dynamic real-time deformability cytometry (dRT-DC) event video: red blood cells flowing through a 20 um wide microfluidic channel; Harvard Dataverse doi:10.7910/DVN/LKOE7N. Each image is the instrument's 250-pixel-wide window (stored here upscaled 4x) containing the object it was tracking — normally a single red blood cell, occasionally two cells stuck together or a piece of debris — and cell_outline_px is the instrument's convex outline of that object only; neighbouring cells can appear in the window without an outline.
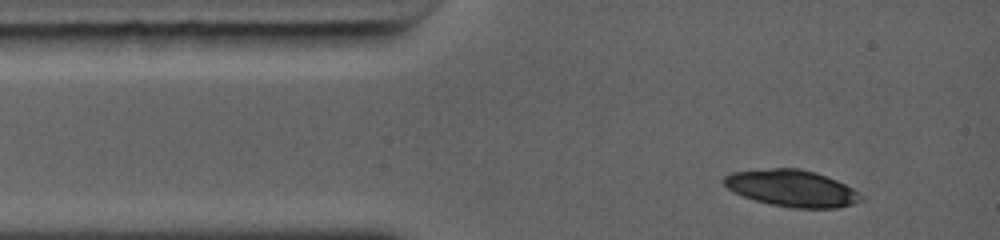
{"species": "common noctule bat (a hibernating species)", "species_latin": "Nyctalus noctula", "temperature_condition": "warm", "stored_images_in_passage": 1, "camera_frame_rate_fps": 5000, "um_per_image_px": 0.085, "animal": {"sex": "female", "body_mass_g": 19.0, "forearm_length_mm": 56.7}, "frame": {"image": 1, "passage_image": 1, "time_ms": 0.0, "image_size_px": [1000, 240], "cell_outline_px": [[864, 200], [852, 204], [836, 208], [792, 208], [772, 204], [756, 200], [732, 192], [720, 180], [724, 176], [732, 172], [772, 168], [800, 168], [836, 180], [860, 192], [864, 196]], "centroid_in_image_um": [67.3, 16.01], "position_along_channel_um": 17.7, "area_um2": 29.25}}